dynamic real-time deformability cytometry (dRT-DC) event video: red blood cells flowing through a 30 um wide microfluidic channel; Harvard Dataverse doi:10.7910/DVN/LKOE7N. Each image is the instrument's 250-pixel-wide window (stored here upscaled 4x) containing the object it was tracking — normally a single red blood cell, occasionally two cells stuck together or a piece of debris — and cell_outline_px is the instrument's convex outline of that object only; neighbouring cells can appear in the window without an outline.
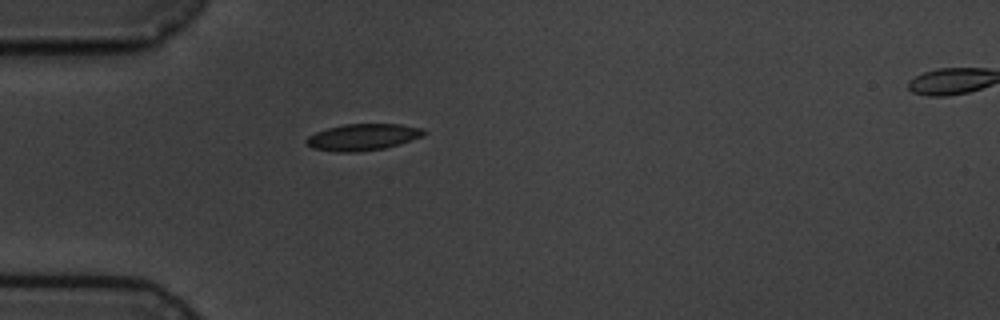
{"species": "common noctule bat (a hibernating species)", "species_latin": "Nyctalus noctula", "temperature_condition": "cold", "stored_images_in_passage": 2, "segment_of_instrument_passage": [1, 2], "camera_frame_rate_fps": 3000, "um_per_image_px": 0.085, "animal": {"sex": "male", "body_mass_g": 19.5, "forearm_length_mm": 54.6}, "frame": {"image": 1, "passage_image": 1, "time_ms": 0.0, "image_size_px": [1000, 320], "cell_outline_px": [[428, 132], [420, 136], [400, 144], [384, 148], [360, 152], [336, 152], [312, 148], [304, 140], [308, 136], [316, 132], [328, 128], [344, 124], [400, 124], [424, 128]], "centroid_in_image_um": [30.83, 11.65], "position_along_channel_um": 54.2, "area_um2": 18.21}}